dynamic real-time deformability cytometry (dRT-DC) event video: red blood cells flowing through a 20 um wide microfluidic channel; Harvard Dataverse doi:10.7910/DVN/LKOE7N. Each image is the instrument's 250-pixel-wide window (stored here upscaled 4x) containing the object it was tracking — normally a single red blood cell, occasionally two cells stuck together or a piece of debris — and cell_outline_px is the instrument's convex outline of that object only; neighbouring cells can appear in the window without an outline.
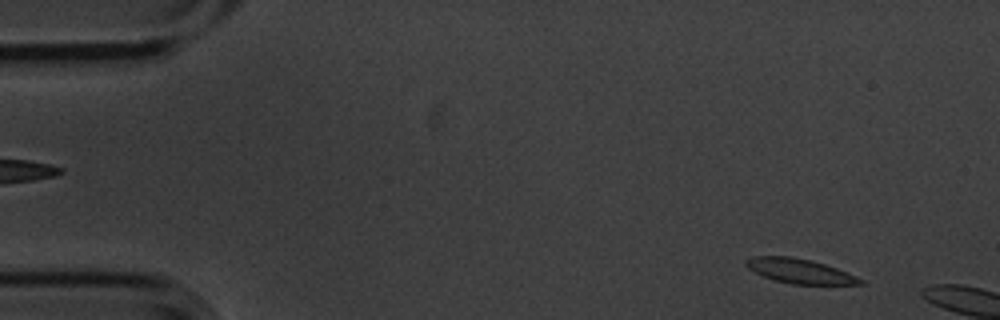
{"species": "common noctule bat (a hibernating species)", "species_latin": "Nyctalus noctula", "temperature_condition": "cold", "stored_images_in_passage": 2, "camera_frame_rate_fps": 3000, "um_per_image_px": 0.085, "animal": {"sex": "male", "body_mass_g": 20.1, "forearm_length_mm": 53.5}, "frame": {"image": 1, "passage_image": 1, "time_ms": 0.0, "image_size_px": [1000, 320], "cell_outline_px": [[864, 284], [792, 284], [776, 280], [764, 276], [748, 268], [744, 264], [744, 260], [752, 256], [792, 256], [812, 260], [836, 268], [856, 276], [864, 280]], "centroid_in_image_um": [67.96, 23.02], "position_along_channel_um": 17.0, "area_um2": 16.24}}